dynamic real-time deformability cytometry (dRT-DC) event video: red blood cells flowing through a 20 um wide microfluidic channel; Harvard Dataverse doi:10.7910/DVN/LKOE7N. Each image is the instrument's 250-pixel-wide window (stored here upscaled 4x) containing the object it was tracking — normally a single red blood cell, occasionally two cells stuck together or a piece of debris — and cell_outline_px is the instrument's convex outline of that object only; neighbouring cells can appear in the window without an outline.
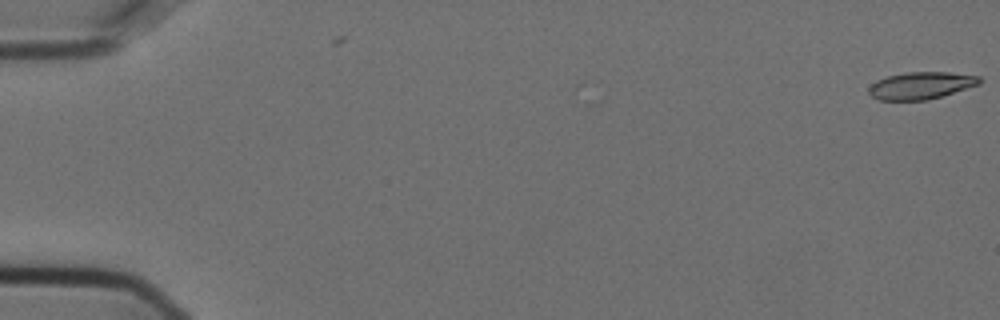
{"species": "Egyptian fruit bat (a non-hibernating species)", "species_latin": "Rousettus aegyptiacus", "temperature_condition": "cold", "stored_images_in_passage": 2, "camera_frame_rate_fps": 3000, "um_per_image_px": 0.085, "animal": {"sex": "female"}, "frame": {"image": 1, "passage_image": 2, "time_ms": 0.333, "image_size_px": [1000, 320], "cell_outline_px": [[984, 80], [980, 84], [928, 100], [880, 100], [872, 96], [868, 92], [868, 88], [876, 80], [888, 76], [908, 72], [948, 72], [980, 76]], "centroid_in_image_um": [78.31, 7.26], "position_along_channel_um": 6.7, "area_um2": 17.51}}